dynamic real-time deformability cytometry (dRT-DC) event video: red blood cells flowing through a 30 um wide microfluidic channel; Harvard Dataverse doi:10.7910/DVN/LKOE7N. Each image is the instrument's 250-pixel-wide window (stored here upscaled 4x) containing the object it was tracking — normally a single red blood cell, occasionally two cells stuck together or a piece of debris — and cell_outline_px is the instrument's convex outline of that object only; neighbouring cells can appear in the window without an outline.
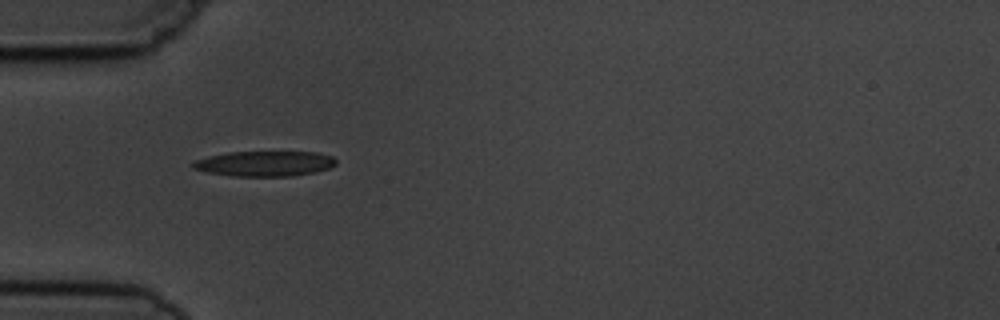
{"species": "common noctule bat (a hibernating species)", "species_latin": "Nyctalus noctula", "temperature_condition": "cold", "stored_images_in_passage": 2, "camera_frame_rate_fps": 3000, "um_per_image_px": 0.085, "animal": {"sex": "male", "body_mass_g": 19.5, "forearm_length_mm": 54.6}, "frame": {"image": 1, "passage_image": 1, "time_ms": 0.0, "image_size_px": [1000, 320], "cell_outline_px": [[336, 164], [328, 168], [312, 172], [292, 176], [236, 176], [208, 172], [192, 168], [192, 164], [196, 160], [208, 156], [228, 152], [316, 152], [332, 156], [336, 160]], "centroid_in_image_um": [22.5, 13.9], "position_along_channel_um": 62.5, "area_um2": 20.81}}
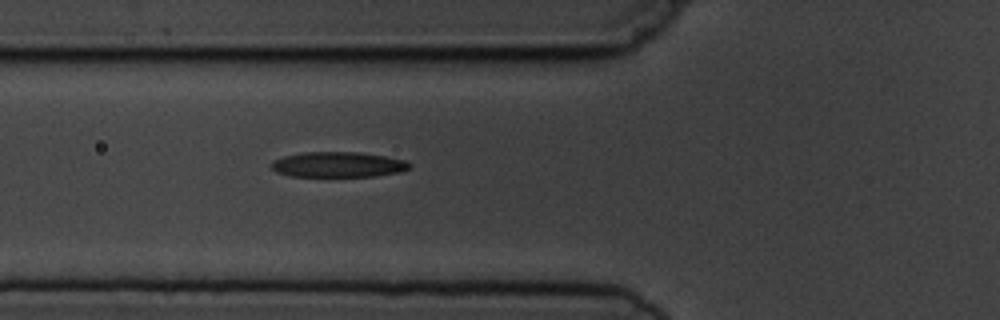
{"frame": {"image": 2, "passage_image": 2, "time_ms": 1.0, "image_size_px": [1000, 320], "cell_outline_px": [[412, 164], [408, 168], [400, 172], [376, 176], [292, 176], [276, 172], [272, 168], [272, 160], [284, 156], [304, 152], [360, 152], [408, 160]], "centroid_in_image_um": [28.76, 13.98], "position_along_channel_um": 97.0, "area_um2": 20.4}}